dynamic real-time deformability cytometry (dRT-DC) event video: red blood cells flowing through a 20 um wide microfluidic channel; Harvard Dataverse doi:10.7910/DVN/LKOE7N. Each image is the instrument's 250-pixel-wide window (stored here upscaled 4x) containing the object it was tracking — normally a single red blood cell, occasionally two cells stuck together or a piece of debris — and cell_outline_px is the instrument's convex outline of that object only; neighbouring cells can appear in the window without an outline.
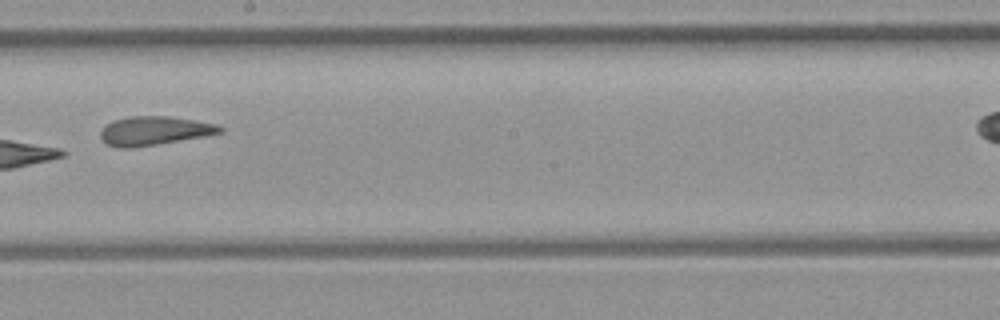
{"species": "common noctule bat (a hibernating species)", "species_latin": "Nyctalus noctula", "temperature_condition": "room temperature", "stored_images_in_passage": 8, "segment_of_instrument_passage": [1, 2], "camera_frame_rate_fps": 3000, "um_per_image_px": 0.085, "animal": {"sex": "female", "body_mass_g": 21.9}, "frame": {"image": 1, "passage_image": 6, "time_ms": 6.667, "image_size_px": [1000, 320], "cell_outline_px": [[224, 132], [204, 136], [132, 148], [120, 148], [108, 144], [100, 136], [100, 132], [112, 120], [128, 116], [168, 116], [216, 124], [224, 128]], "centroid_in_image_um": [13.11, 11.11], "position_along_channel_um": 235.1, "area_um2": 19.83}}
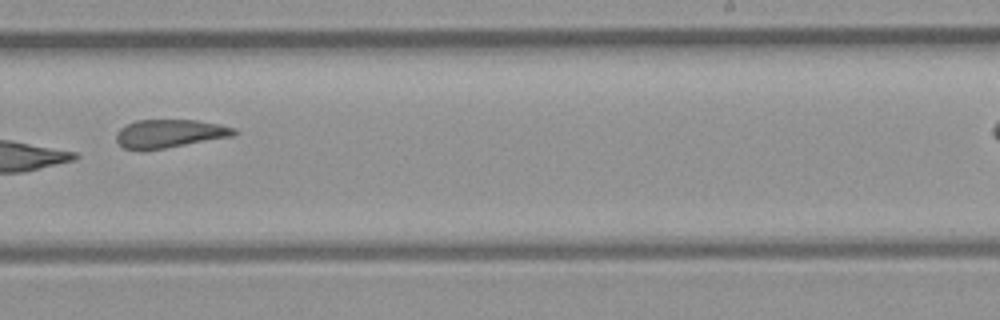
{"frame": {"image": 2, "passage_image": 7, "time_ms": 7.667, "image_size_px": [1000, 320], "cell_outline_px": [[240, 132], [236, 136], [164, 148], [124, 148], [116, 140], [116, 132], [120, 128], [136, 120], [196, 120], [220, 124], [236, 128]], "centroid_in_image_um": [14.51, 11.33], "position_along_channel_um": 274.5, "area_um2": 19.25}}